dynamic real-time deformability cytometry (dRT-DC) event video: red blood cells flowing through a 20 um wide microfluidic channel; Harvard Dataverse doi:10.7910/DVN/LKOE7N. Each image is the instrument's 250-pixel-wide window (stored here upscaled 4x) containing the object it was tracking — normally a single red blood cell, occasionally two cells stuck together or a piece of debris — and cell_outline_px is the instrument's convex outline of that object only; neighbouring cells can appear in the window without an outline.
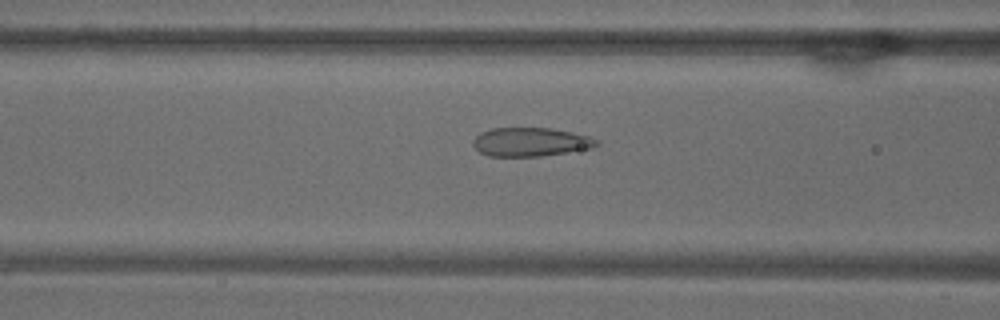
{"species": "common noctule bat (a hibernating species)", "species_latin": "Nyctalus noctula", "temperature_condition": "warm", "stored_images_in_passage": 39, "camera_frame_rate_fps": 3000, "um_per_image_px": 0.085, "animal": {"sex": "male", "body_mass_g": 18.8}, "frame": {"image": 1, "passage_image": 6, "time_ms": 1.667, "image_size_px": [1000, 320], "cell_outline_px": [[600, 144], [592, 148], [540, 156], [488, 156], [480, 152], [472, 144], [472, 140], [480, 132], [492, 128], [552, 128], [572, 132], [588, 136], [600, 140]], "centroid_in_image_um": [45.1, 12.06], "position_along_channel_um": 121.5, "area_um2": 20.75}}
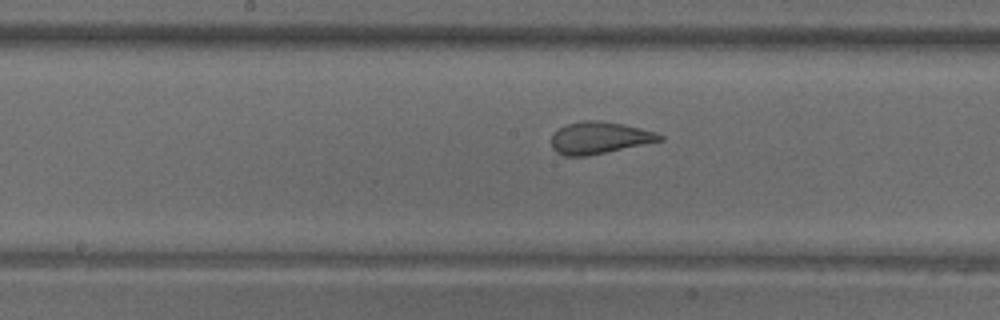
{"frame": {"image": 2, "passage_image": 12, "time_ms": 3.667, "image_size_px": [1000, 320], "cell_outline_px": [[664, 140], [588, 156], [564, 156], [556, 152], [552, 148], [552, 136], [560, 128], [568, 124], [584, 120], [600, 120], [624, 124], [656, 132], [664, 136]], "centroid_in_image_um": [50.97, 11.72], "position_along_channel_um": 197.2, "area_um2": 20.17}}
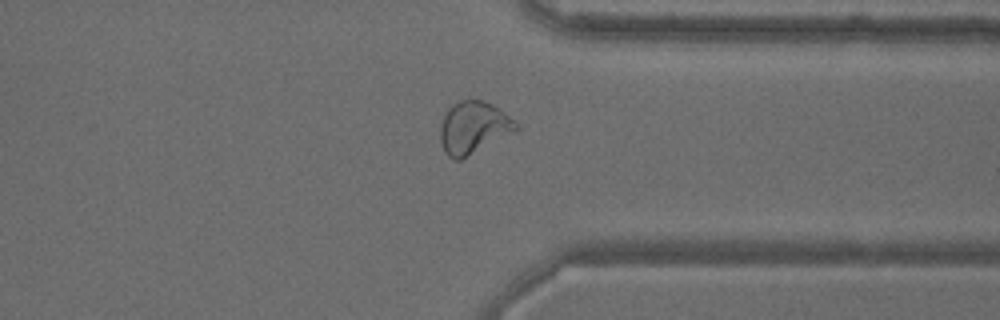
{"frame": {"image": 3, "passage_image": 26, "time_ms": 8.333, "image_size_px": [1000, 320], "cell_outline_px": [[520, 128], [460, 160], [452, 160], [444, 152], [440, 140], [440, 124], [448, 108], [452, 104], [460, 100], [484, 100], [500, 108], [520, 124]], "centroid_in_image_um": [40.24, 10.83], "position_along_channel_um": 371.2, "area_um2": 23.12}}